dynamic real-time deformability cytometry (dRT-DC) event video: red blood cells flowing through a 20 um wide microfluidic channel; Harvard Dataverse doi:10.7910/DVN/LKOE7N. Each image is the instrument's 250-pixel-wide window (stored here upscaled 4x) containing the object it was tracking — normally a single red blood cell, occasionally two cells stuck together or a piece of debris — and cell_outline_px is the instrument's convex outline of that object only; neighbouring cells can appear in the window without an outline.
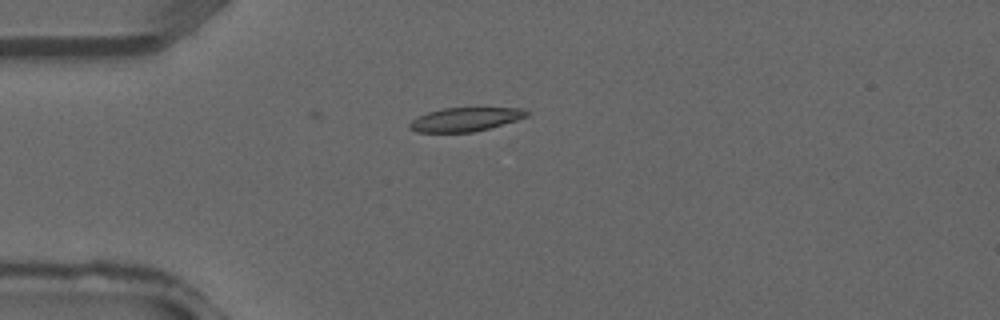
{"species": "common noctule bat (a hibernating species)", "species_latin": "Nyctalus noctula", "temperature_condition": "warm", "stored_images_in_passage": 19, "camera_frame_rate_fps": 3000, "um_per_image_px": 0.085, "animal": {"sex": "male", "forearm_length_mm": 52.5}, "frame": {"image": 1, "passage_image": 10, "time_ms": 3.0, "image_size_px": [1000, 320], "cell_outline_px": [[532, 112], [528, 116], [516, 120], [488, 128], [472, 132], [416, 132], [408, 128], [408, 124], [412, 120], [428, 112], [444, 108], [520, 108]], "centroid_in_image_um": [39.55, 10.15], "position_along_channel_um": 45.5, "area_um2": 16.07}}
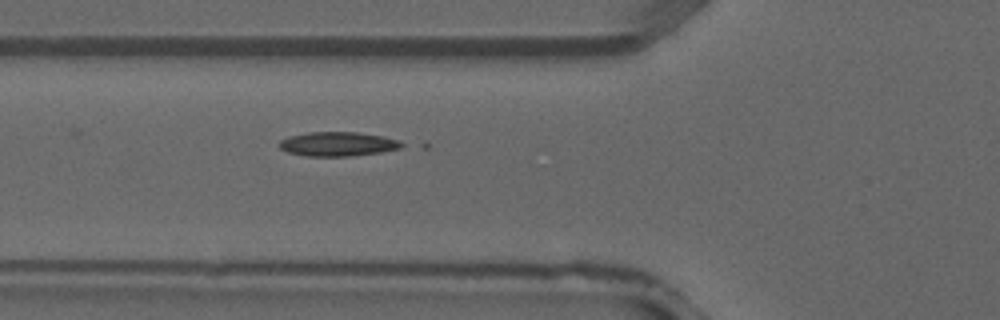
{"frame": {"image": 2, "passage_image": 14, "time_ms": 4.333, "image_size_px": [1000, 320], "cell_outline_px": [[408, 144], [400, 148], [380, 152], [352, 156], [304, 156], [288, 152], [280, 148], [280, 140], [288, 136], [308, 132], [356, 132], [380, 136], [400, 140]], "centroid_in_image_um": [28.73, 12.24], "position_along_channel_um": 97.1, "area_um2": 17.34}}